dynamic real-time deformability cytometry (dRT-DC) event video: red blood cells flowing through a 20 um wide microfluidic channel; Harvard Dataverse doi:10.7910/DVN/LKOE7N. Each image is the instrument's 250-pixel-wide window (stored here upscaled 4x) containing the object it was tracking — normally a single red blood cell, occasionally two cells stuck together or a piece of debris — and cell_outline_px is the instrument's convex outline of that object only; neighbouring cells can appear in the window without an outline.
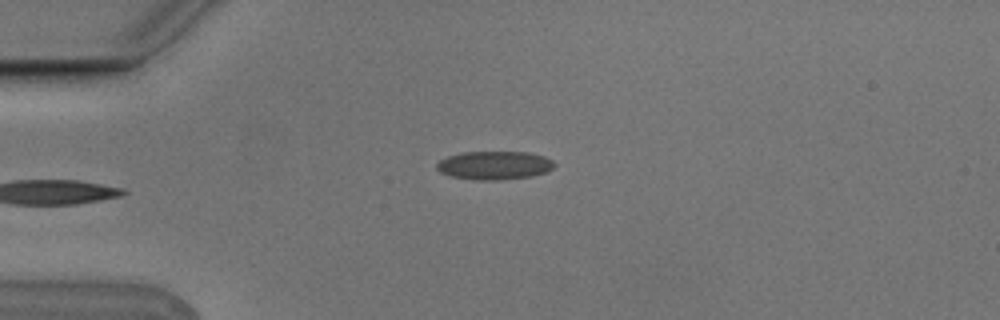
{"species": "Egyptian fruit bat (a non-hibernating species)", "species_latin": "Rousettus aegyptiacus", "temperature_condition": "cold", "stored_images_in_passage": 3, "camera_frame_rate_fps": 3000, "um_per_image_px": 0.085, "animal": {"sex": "male"}, "frame": {"image": 1, "passage_image": 3, "time_ms": 0.667, "image_size_px": [1000, 320], "cell_outline_px": [[556, 164], [552, 168], [544, 172], [532, 176], [500, 180], [476, 180], [448, 176], [440, 172], [436, 168], [436, 164], [440, 160], [448, 156], [464, 152], [528, 152], [544, 156], [552, 160]], "centroid_in_image_um": [42.0, 14.06], "position_along_channel_um": 43.0, "area_um2": 19.54}}